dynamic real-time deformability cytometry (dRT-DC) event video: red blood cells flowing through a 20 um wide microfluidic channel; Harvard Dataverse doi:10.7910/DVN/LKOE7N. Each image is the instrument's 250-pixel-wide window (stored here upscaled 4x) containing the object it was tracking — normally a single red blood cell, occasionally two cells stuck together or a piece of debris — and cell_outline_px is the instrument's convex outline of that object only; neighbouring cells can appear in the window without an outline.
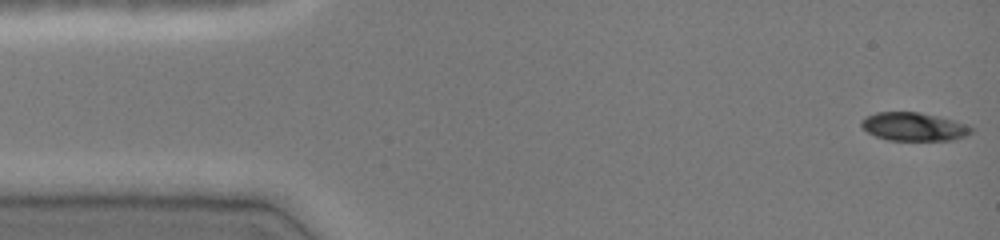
{"species": "common noctule bat (a hibernating species)", "species_latin": "Nyctalus noctula", "temperature_condition": "cold", "stored_images_in_passage": 47, "camera_frame_rate_fps": 3000, "um_per_image_px": 0.085, "animal": {"sex": "female", "body_mass_g": 19.0, "forearm_length_mm": 51.5}, "frame": {"image": 1, "passage_image": 1, "time_ms": 0.0, "image_size_px": [1000, 240], "cell_outline_px": [[972, 132], [968, 136], [952, 140], [888, 140], [876, 136], [868, 132], [860, 124], [860, 120], [876, 112], [920, 112], [968, 124], [972, 128]], "centroid_in_image_um": [77.69, 10.77], "position_along_channel_um": 7.3, "area_um2": 18.09}}
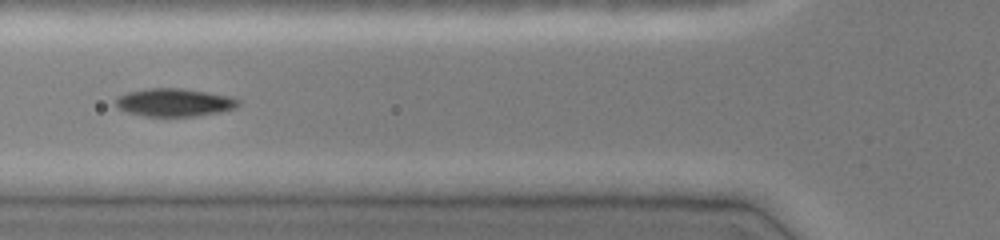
{"frame": {"image": 2, "passage_image": 17, "time_ms": 5.333, "image_size_px": [1000, 240], "cell_outline_px": [[240, 104], [236, 108], [220, 112], [196, 116], [144, 116], [128, 112], [116, 108], [116, 96], [128, 92], [148, 88], [180, 88], [208, 92], [232, 96], [240, 100]], "centroid_in_image_um": [14.84, 8.7], "position_along_channel_um": 111.0, "area_um2": 20.17}}
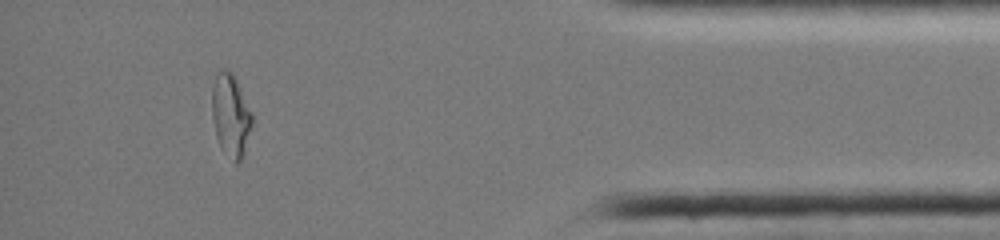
{"frame": {"image": 3, "passage_image": 42, "time_ms": 13.667, "image_size_px": [1000, 240], "cell_outline_px": [[252, 124], [244, 156], [236, 164], [220, 148], [216, 136], [212, 116], [212, 88], [216, 72], [224, 68], [232, 72], [252, 112]], "centroid_in_image_um": [19.6, 9.81], "position_along_channel_um": 415.6, "area_um2": 19.42}, "authors_computed_cell_mechanics": {"area_um2": 19.074, "velocity_mm_per_s": 4.0709, "shape_relaxation_time_tau1_ms": 7.8053, "shape_relaxation_time_tau2_ms": 2.4754, "deformation_change_tau1": 0.2342, "deformation_change_tau2": 0.0533}}